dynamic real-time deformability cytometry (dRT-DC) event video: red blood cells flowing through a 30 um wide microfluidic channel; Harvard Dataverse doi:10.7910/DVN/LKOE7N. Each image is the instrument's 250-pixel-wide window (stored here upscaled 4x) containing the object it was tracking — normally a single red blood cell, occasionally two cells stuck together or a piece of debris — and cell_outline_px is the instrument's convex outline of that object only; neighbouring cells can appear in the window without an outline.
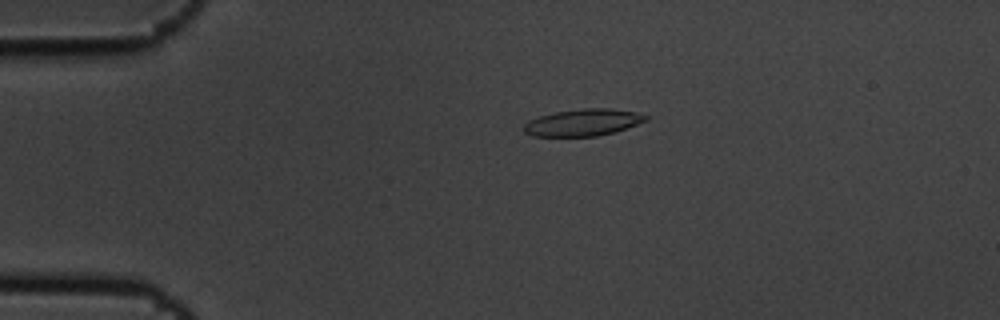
{"species": "common noctule bat (a hibernating species)", "species_latin": "Nyctalus noctula", "temperature_condition": "cold", "stored_images_in_passage": 4, "camera_frame_rate_fps": 3000, "um_per_image_px": 0.085, "animal": {"sex": "male", "body_mass_g": 19.5, "forearm_length_mm": 54.6}, "frame": {"image": 1, "passage_image": 3, "time_ms": 0.667, "image_size_px": [1000, 320], "cell_outline_px": [[652, 116], [648, 120], [612, 132], [596, 136], [532, 136], [524, 132], [524, 124], [528, 120], [540, 116], [556, 112], [580, 108], [608, 108], [636, 112]], "centroid_in_image_um": [49.56, 10.4], "position_along_channel_um": 35.4, "area_um2": 19.02}}